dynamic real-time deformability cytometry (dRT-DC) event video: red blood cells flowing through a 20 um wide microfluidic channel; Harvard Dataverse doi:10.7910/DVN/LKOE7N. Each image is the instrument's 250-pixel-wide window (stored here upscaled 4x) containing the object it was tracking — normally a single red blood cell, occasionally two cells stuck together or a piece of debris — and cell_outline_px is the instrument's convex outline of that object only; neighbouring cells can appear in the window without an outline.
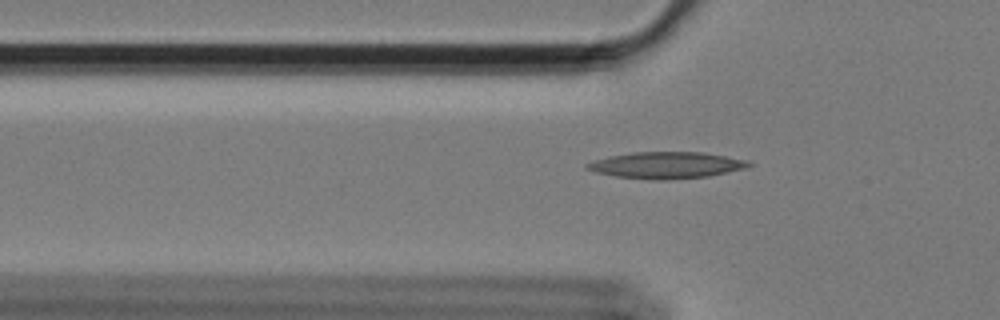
{"species": "Egyptian fruit bat (a non-hibernating species)", "species_latin": "Rousettus aegyptiacus", "temperature_condition": "cold", "stored_images_in_passage": 58, "camera_frame_rate_fps": 3000, "um_per_image_px": 0.085, "animal": {"sex": "female"}, "frame": {"image": 1, "passage_image": 19, "time_ms": 6.0, "image_size_px": [1000, 320], "cell_outline_px": [[752, 164], [744, 168], [708, 176], [664, 180], [656, 180], [616, 176], [596, 172], [584, 168], [584, 164], [608, 156], [632, 152], [704, 152], [748, 160]], "centroid_in_image_um": [56.61, 14.03], "position_along_channel_um": 69.2, "area_um2": 24.85}}
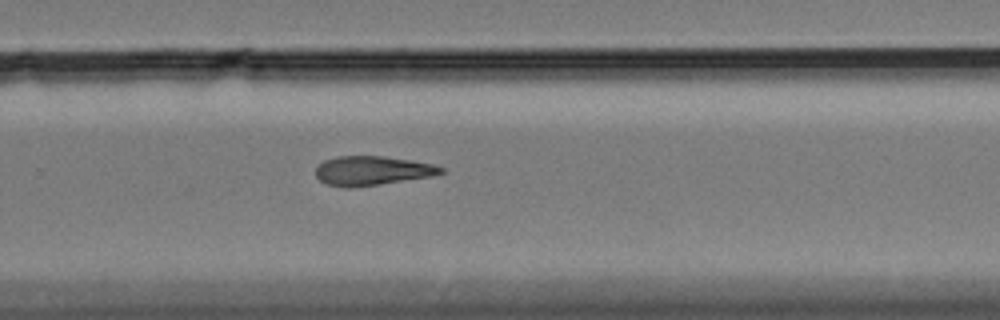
{"frame": {"image": 2, "passage_image": 39, "time_ms": 12.667, "image_size_px": [1000, 320], "cell_outline_px": [[444, 172], [432, 176], [348, 188], [344, 188], [328, 184], [320, 180], [316, 176], [316, 168], [324, 160], [336, 156], [384, 156], [432, 164], [444, 168]], "centroid_in_image_um": [31.6, 14.5], "position_along_channel_um": 298.2, "area_um2": 20.98}}
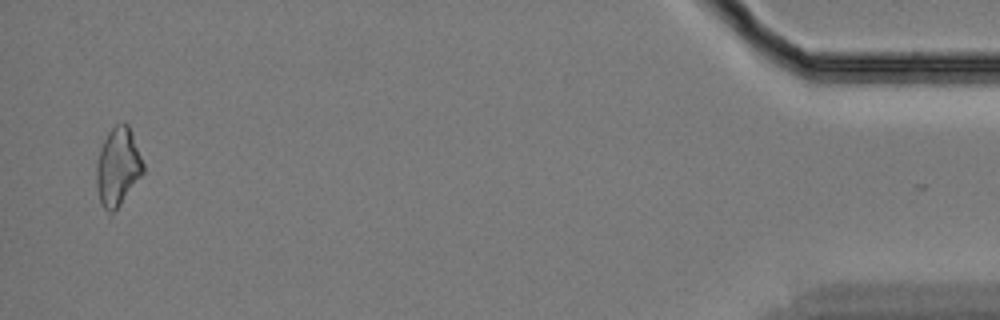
{"frame": {"image": 3, "passage_image": 57, "time_ms": 18.667, "image_size_px": [1000, 320], "cell_outline_px": [[144, 172], [120, 204], [112, 212], [108, 212], [100, 204], [96, 184], [96, 164], [100, 148], [108, 132], [116, 124], [124, 120], [128, 124], [144, 164]], "centroid_in_image_um": [10.0, 14.15], "position_along_channel_um": 425.2, "area_um2": 21.15}}